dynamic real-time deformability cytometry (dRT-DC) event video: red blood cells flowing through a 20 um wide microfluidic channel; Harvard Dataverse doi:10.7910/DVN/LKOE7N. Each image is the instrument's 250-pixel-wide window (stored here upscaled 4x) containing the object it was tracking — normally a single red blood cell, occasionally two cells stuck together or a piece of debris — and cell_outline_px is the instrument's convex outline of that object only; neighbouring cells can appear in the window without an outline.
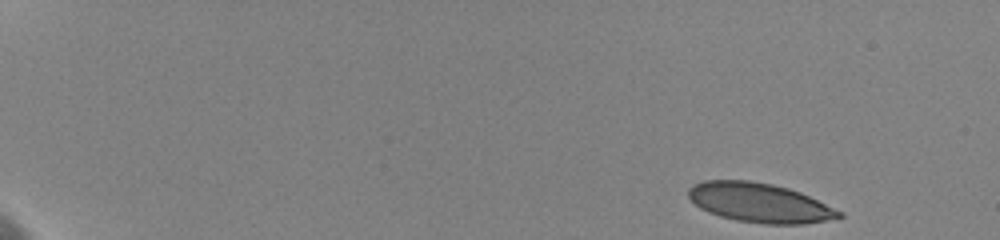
{"species": "human", "species_latin": "Homo sapiens", "temperature_condition": "cold", "stored_images_in_passage": 37, "camera_frame_rate_fps": 3000, "um_per_image_px": 0.085, "donor": {"sex": "female"}, "frame": {"image": 1, "passage_image": 1, "time_ms": 0.0, "image_size_px": [1000, 240], "cell_outline_px": [[844, 216], [804, 224], [764, 224], [736, 220], [720, 216], [708, 212], [700, 208], [688, 196], [688, 188], [692, 184], [704, 180], [748, 180], [772, 184], [788, 188], [800, 192], [844, 212]], "centroid_in_image_um": [64.55, 17.23], "position_along_channel_um": 20.5, "area_um2": 34.51}}
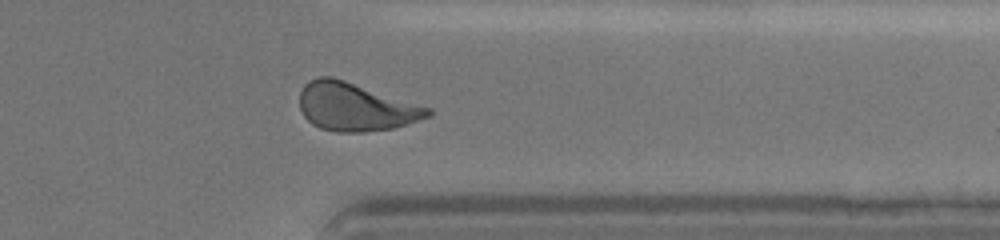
{"frame": {"image": 2, "passage_image": 32, "time_ms": 14.333, "image_size_px": [1000, 240], "cell_outline_px": [[432, 116], [408, 124], [392, 128], [364, 132], [336, 132], [320, 128], [312, 124], [304, 116], [300, 108], [300, 92], [304, 84], [308, 80], [316, 76], [332, 76], [432, 108]], "centroid_in_image_um": [30.22, 9.08], "position_along_channel_um": 381.2, "area_um2": 36.18}}
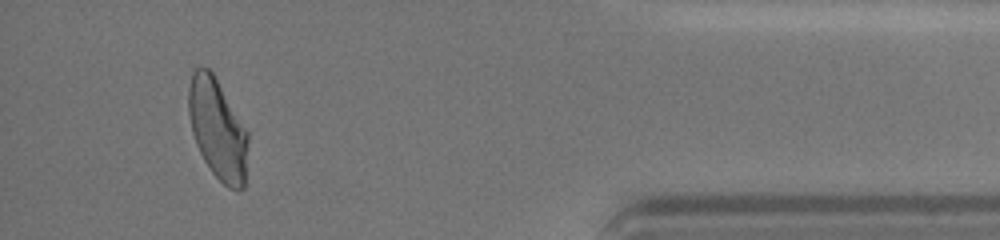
{"frame": {"image": 3, "passage_image": 37, "time_ms": 16.333, "image_size_px": [1000, 240], "cell_outline_px": [[248, 140], [244, 188], [228, 188], [212, 172], [204, 160], [196, 144], [192, 132], [188, 112], [188, 88], [192, 72], [196, 68], [208, 68], [212, 72], [248, 132]], "centroid_in_image_um": [18.48, 10.97], "position_along_channel_um": 416.7, "area_um2": 34.39}, "authors_computed_cell_mechanics": {"area_um2": 35.2002, "velocity_mm_per_s": 3.6096, "shape_relaxation_time_tau1_ms": 3.7672, "shape_relaxation_time_tau2_ms": 1.2683, "deformation_change_tau1": 0.1599, "deformation_change_tau2": 0.0829}}